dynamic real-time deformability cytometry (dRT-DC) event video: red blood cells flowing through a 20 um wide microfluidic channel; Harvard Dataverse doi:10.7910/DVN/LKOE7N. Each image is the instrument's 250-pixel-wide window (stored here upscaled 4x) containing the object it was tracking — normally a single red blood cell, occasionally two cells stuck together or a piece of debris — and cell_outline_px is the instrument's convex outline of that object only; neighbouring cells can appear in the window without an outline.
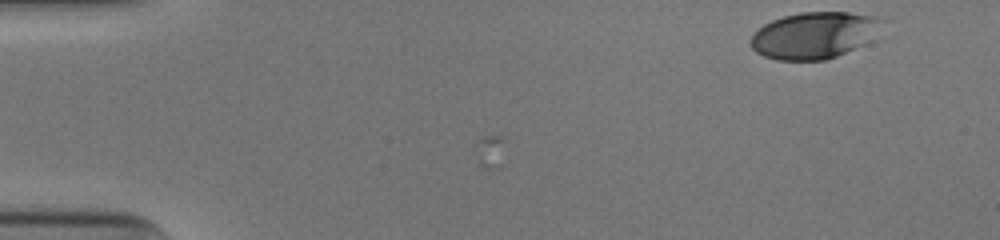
{"species": "human", "species_latin": "Homo sapiens", "temperature_condition": "cold", "stored_images_in_passage": 9, "camera_frame_rate_fps": 3000, "um_per_image_px": 0.085, "donor": {"sex": "male"}, "frame": {"image": 1, "passage_image": 9, "time_ms": 2.667, "image_size_px": [1000, 240], "cell_outline_px": [[888, 20], [864, 44], [836, 56], [824, 60], [776, 60], [764, 56], [756, 52], [752, 48], [752, 36], [764, 24], [772, 20], [784, 16], [800, 12], [848, 12], [888, 16]], "centroid_in_image_um": [69.29, 2.97], "position_along_channel_um": 15.7, "area_um2": 35.84}}